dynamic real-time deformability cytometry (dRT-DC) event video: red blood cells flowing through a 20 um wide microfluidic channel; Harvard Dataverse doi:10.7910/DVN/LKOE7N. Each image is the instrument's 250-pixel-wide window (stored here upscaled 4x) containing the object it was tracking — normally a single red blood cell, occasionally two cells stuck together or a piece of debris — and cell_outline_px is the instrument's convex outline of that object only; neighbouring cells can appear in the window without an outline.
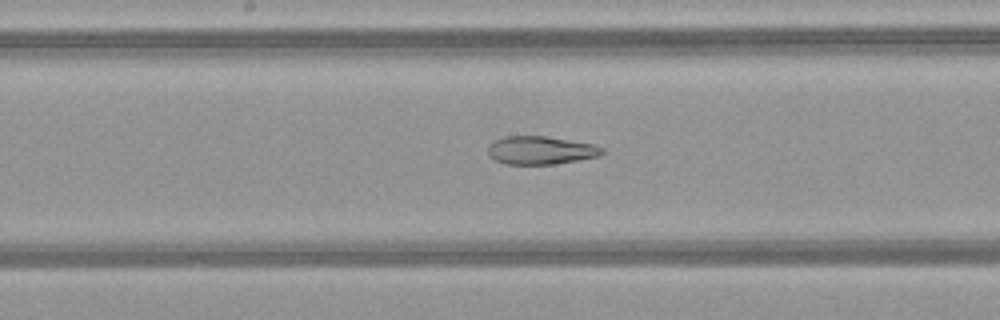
{"species": "common noctule bat (a hibernating species)", "species_latin": "Nyctalus noctula", "temperature_condition": "warm", "stored_images_in_passage": 48, "camera_frame_rate_fps": 3000, "um_per_image_px": 0.085, "animal": {"sex": "female", "body_mass_g": 21.9}, "frame": {"image": 1, "passage_image": 25, "time_ms": 8.0, "image_size_px": [1000, 320], "cell_outline_px": [[604, 152], [600, 156], [552, 164], [504, 164], [492, 160], [488, 156], [488, 144], [504, 136], [544, 136], [592, 144], [604, 148]], "centroid_in_image_um": [45.9, 12.78], "position_along_channel_um": 202.3, "area_um2": 18.73}}
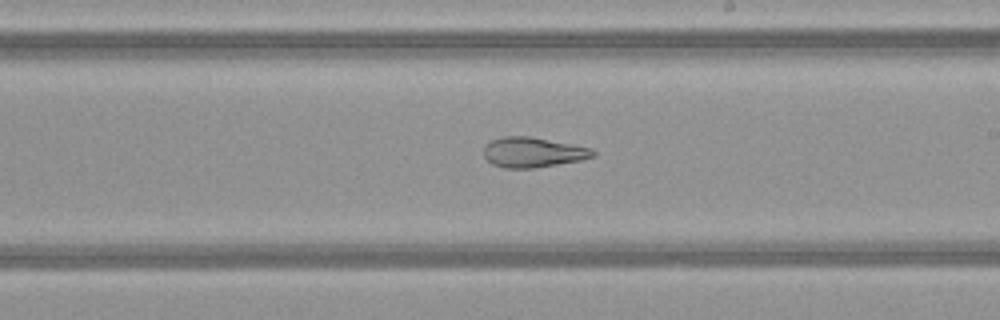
{"frame": {"image": 2, "passage_image": 28, "time_ms": 9.0, "image_size_px": [1000, 320], "cell_outline_px": [[596, 156], [580, 160], [536, 168], [504, 168], [492, 164], [484, 156], [484, 148], [492, 140], [504, 136], [532, 136], [592, 148], [596, 152]], "centroid_in_image_um": [45.33, 12.94], "position_along_channel_um": 243.7, "area_um2": 19.19}}
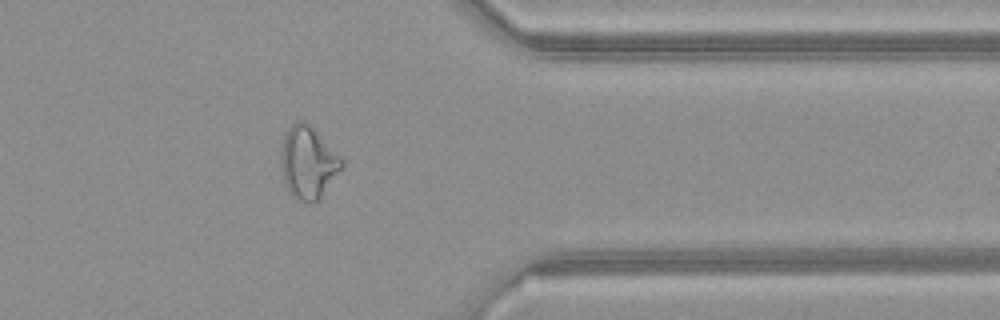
{"frame": {"image": 3, "passage_image": 39, "time_ms": 12.667, "image_size_px": [1000, 320], "cell_outline_px": [[344, 168], [320, 196], [312, 204], [308, 204], [292, 196], [288, 192], [284, 180], [280, 164], [280, 144], [288, 128], [296, 120], [304, 120], [344, 160]], "centroid_in_image_um": [26.16, 13.82], "position_along_channel_um": 385.2, "area_um2": 25.66}, "authors_computed_cell_mechanics": {"area_um2": 26.2412, "velocity_mm_per_s": 4.1595, "shape_relaxation_time_tau1_ms": null, "shape_relaxation_time_tau2_ms": 2.9906, "deformation_change_tau1": null, "deformation_change_tau2": 0.1222}}